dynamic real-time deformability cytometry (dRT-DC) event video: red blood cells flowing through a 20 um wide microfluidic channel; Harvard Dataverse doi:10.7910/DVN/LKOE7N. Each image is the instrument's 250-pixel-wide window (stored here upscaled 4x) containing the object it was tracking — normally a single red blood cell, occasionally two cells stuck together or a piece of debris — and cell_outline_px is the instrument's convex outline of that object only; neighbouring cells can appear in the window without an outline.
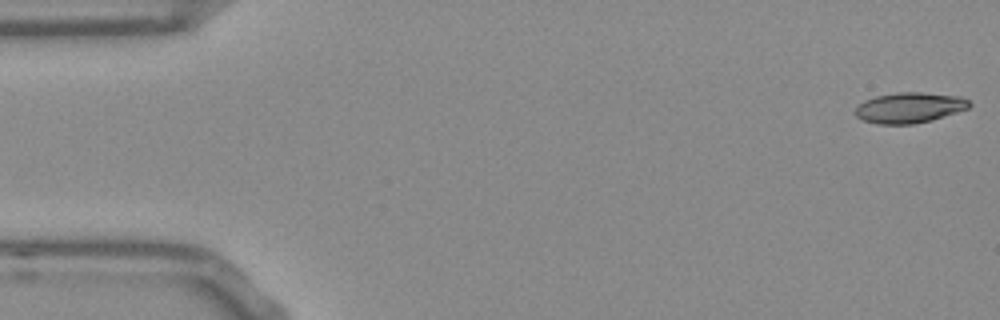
{"species": "Egyptian fruit bat (a non-hibernating species)", "species_latin": "Rousettus aegyptiacus", "temperature_condition": "room temperature", "stored_images_in_passage": 53, "camera_frame_rate_fps": 3000, "um_per_image_px": 0.085, "frame": {"image": 1, "passage_image": 1, "time_ms": 0.0, "image_size_px": [1000, 320], "cell_outline_px": [[972, 104], [968, 108], [932, 120], [912, 124], [876, 124], [860, 120], [856, 116], [856, 108], [864, 100], [876, 96], [896, 92], [920, 92], [960, 96], [968, 100]], "centroid_in_image_um": [77.28, 9.15], "position_along_channel_um": 7.7, "area_um2": 20.29}}
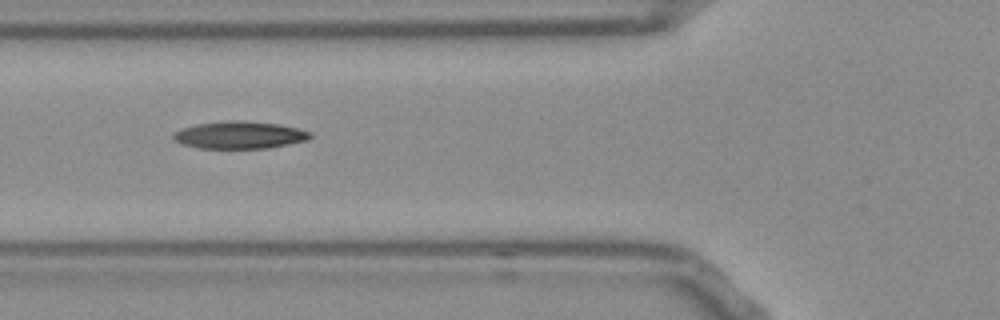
{"frame": {"image": 2, "passage_image": 19, "time_ms": 6.0, "image_size_px": [1000, 320], "cell_outline_px": [[312, 136], [308, 140], [268, 148], [200, 148], [184, 144], [176, 140], [172, 136], [172, 132], [180, 128], [196, 124], [228, 120], [232, 120], [280, 124], [312, 132]], "centroid_in_image_um": [20.36, 11.47], "position_along_channel_um": 105.4, "area_um2": 21.73}}
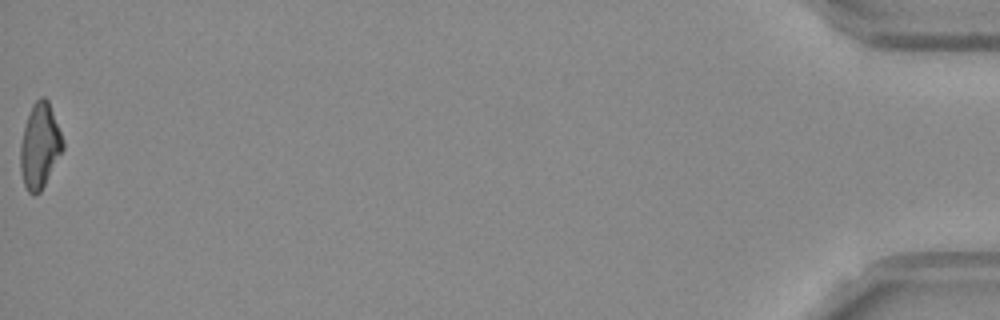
{"frame": {"image": 3, "passage_image": 53, "time_ms": 17.333, "image_size_px": [1000, 320], "cell_outline_px": [[64, 148], [40, 192], [32, 196], [28, 192], [24, 184], [20, 172], [20, 144], [24, 128], [32, 104], [40, 96], [44, 96], [48, 100], [64, 140]], "centroid_in_image_um": [3.38, 12.4], "position_along_channel_um": 431.8, "area_um2": 20.98}, "authors_computed_cell_mechanics": {"area_um2": 20.8658, "velocity_mm_per_s": 3.8222, "shape_relaxation_time_tau1_ms": null, "shape_relaxation_time_tau2_ms": 3.6199, "deformation_change_tau1": null, "deformation_change_tau2": 0.1252}}